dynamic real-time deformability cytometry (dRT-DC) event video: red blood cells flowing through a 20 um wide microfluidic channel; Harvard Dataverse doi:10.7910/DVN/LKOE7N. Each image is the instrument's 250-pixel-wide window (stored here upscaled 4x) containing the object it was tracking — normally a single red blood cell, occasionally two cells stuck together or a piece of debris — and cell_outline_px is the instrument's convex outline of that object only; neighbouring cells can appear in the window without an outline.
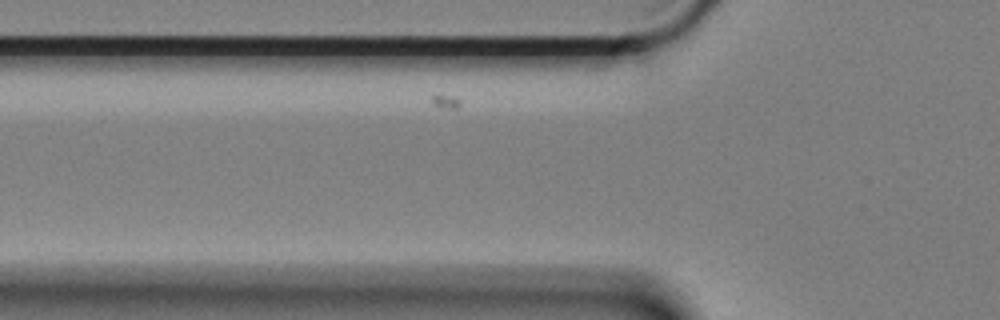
{"species": "Egyptian fruit bat (a non-hibernating species)", "species_latin": "Rousettus aegyptiacus", "temperature_condition": "cold", "stored_images_in_passage": 24, "camera_frame_rate_fps": 3000, "um_per_image_px": 0.085, "animal": {"sex": "female"}, "frame": {"image": 1, "passage_image": 3, "time_ms": 0.667, "image_size_px": [1000, 320], "cell_outline_px": [[676, 288], [436, 268], [428, 264], [428, 260], [588, 256], [632, 264], [660, 276], [672, 284]], "centroid_in_image_um": [47.62, 22.88], "position_along_channel_um": 78.2, "area_um2": 29.36}}